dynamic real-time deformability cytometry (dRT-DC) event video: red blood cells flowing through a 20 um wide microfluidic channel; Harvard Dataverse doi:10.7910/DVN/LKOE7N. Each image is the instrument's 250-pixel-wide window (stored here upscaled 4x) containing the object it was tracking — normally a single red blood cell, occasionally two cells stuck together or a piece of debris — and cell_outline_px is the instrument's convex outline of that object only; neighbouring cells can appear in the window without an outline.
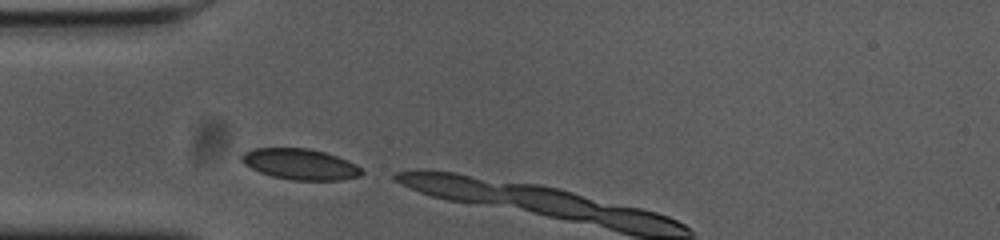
{"species": "common noctule bat (a hibernating species)", "species_latin": "Nyctalus noctula", "temperature_condition": "cold", "stored_images_in_passage": 3, "camera_frame_rate_fps": 3000, "um_per_image_px": 0.085, "animal": {"sex": "female", "body_mass_g": 23.0, "forearm_length_mm": 53.4}, "frame": {"image": 1, "passage_image": 1, "time_ms": 0.0, "image_size_px": [1000, 240], "cell_outline_px": [[364, 172], [360, 176], [340, 180], [292, 180], [272, 176], [260, 172], [244, 164], [240, 160], [240, 156], [244, 152], [256, 148], [308, 148], [324, 152], [336, 156], [356, 164]], "centroid_in_image_um": [25.5, 13.96], "position_along_channel_um": 59.5, "area_um2": 21.5}}